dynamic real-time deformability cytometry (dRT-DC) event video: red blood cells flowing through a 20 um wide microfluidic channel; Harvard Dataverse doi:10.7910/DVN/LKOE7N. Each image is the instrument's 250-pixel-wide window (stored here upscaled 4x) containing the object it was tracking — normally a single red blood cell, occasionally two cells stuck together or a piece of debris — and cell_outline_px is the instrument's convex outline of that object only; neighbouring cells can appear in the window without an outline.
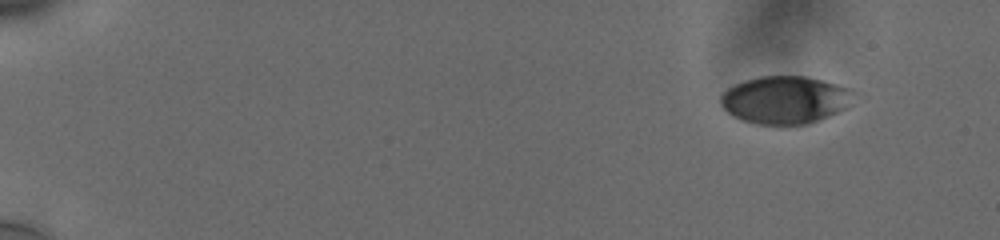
{"species": "human", "species_latin": "Homo sapiens", "temperature_condition": "cold", "stored_images_in_passage": 21, "camera_frame_rate_fps": 3000, "um_per_image_px": 0.085, "donor": {"sex": "male"}, "frame": {"image": 1, "passage_image": 1, "time_ms": 0.0, "image_size_px": [1000, 240], "cell_outline_px": [[852, 92], [844, 108], [828, 116], [808, 124], [756, 124], [744, 120], [728, 112], [720, 104], [720, 96], [728, 88], [744, 80], [760, 76], [804, 76], [852, 88]], "centroid_in_image_um": [66.68, 8.48], "position_along_channel_um": 18.3, "area_um2": 36.24}}
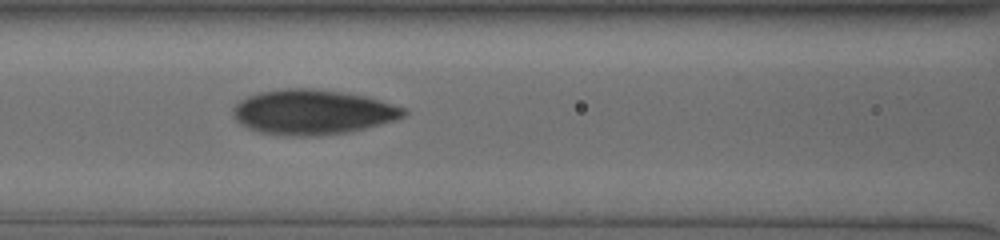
{"frame": {"image": 2, "passage_image": 18, "time_ms": 7.333, "image_size_px": [1000, 240], "cell_outline_px": [[408, 112], [404, 116], [392, 120], [364, 128], [348, 132], [320, 136], [288, 136], [260, 132], [248, 128], [240, 124], [232, 116], [232, 108], [240, 100], [248, 96], [260, 92], [284, 88], [312, 88], [340, 92], [364, 96], [404, 108]], "centroid_in_image_um": [26.5, 9.53], "position_along_channel_um": 140.1, "area_um2": 44.39}}
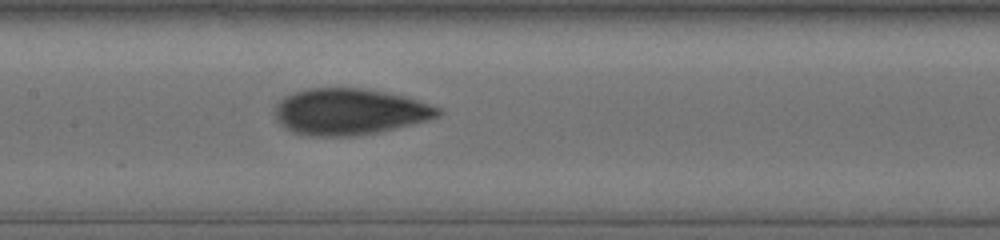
{"frame": {"image": 3, "passage_image": 21, "time_ms": 8.333, "image_size_px": [1000, 240], "cell_outline_px": [[444, 112], [440, 116], [428, 120], [412, 124], [376, 132], [352, 136], [312, 136], [292, 132], [284, 128], [276, 120], [276, 104], [284, 96], [308, 88], [364, 88], [404, 96], [440, 108]], "centroid_in_image_um": [29.7, 9.49], "position_along_channel_um": 177.7, "area_um2": 43.87}}